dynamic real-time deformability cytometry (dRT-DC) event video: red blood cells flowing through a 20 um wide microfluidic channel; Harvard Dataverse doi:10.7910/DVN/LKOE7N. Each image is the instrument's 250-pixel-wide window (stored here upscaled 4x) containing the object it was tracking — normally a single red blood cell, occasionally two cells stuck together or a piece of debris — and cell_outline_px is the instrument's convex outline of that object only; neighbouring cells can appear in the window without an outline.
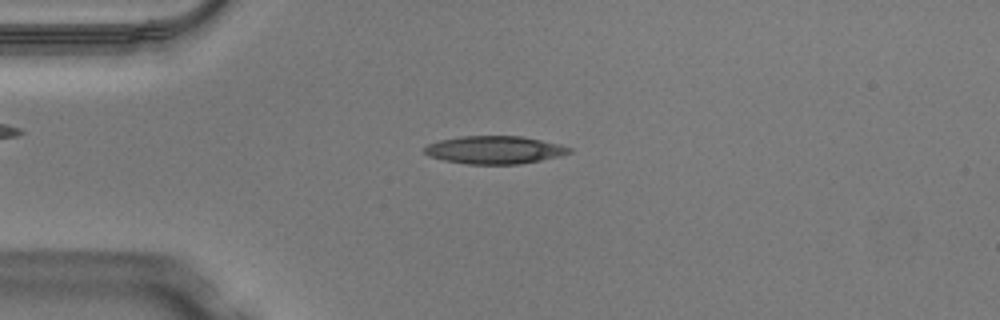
{"species": "Egyptian fruit bat (a non-hibernating species)", "species_latin": "Rousettus aegyptiacus", "temperature_condition": "warm", "stored_images_in_passage": 40, "camera_frame_rate_fps": 3000, "um_per_image_px": 0.085, "animal": {"sex": "male"}, "frame": {"image": 1, "passage_image": 3, "time_ms": 0.667, "image_size_px": [1000, 320], "cell_outline_px": [[572, 152], [560, 156], [520, 164], [468, 164], [444, 160], [428, 156], [424, 152], [424, 148], [428, 144], [440, 140], [460, 136], [520, 136], [560, 144], [572, 148]], "centroid_in_image_um": [42.04, 12.74], "position_along_channel_um": 43.0, "area_um2": 23.47}}
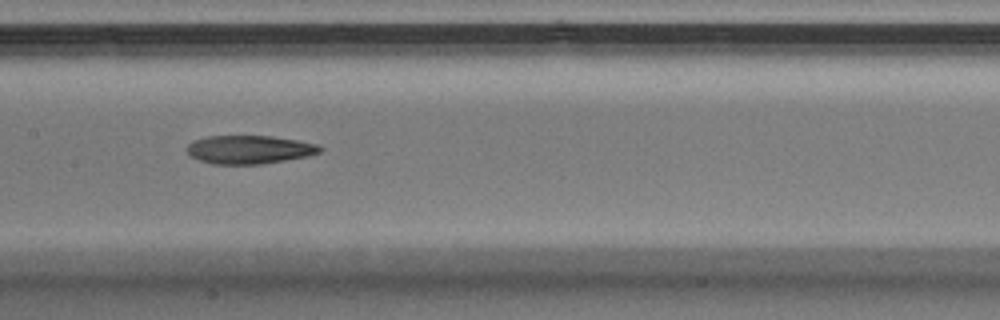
{"frame": {"image": 2, "passage_image": 15, "time_ms": 4.667, "image_size_px": [1000, 320], "cell_outline_px": [[324, 148], [320, 152], [308, 156], [260, 164], [212, 164], [200, 160], [192, 156], [188, 152], [188, 144], [196, 140], [208, 136], [272, 136], [296, 140], [316, 144]], "centroid_in_image_um": [21.22, 12.71], "position_along_channel_um": 186.2, "area_um2": 21.73}}
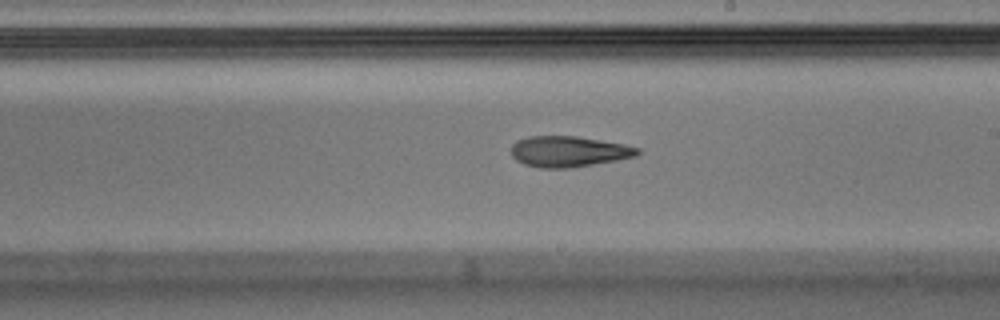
{"frame": {"image": 3, "passage_image": 19, "time_ms": 6.0, "image_size_px": [1000, 320], "cell_outline_px": [[640, 152], [636, 156], [616, 160], [568, 168], [540, 168], [524, 164], [516, 160], [512, 156], [512, 144], [516, 140], [528, 136], [576, 136], [624, 144], [640, 148]], "centroid_in_image_um": [48.31, 12.87], "position_along_channel_um": 240.7, "area_um2": 22.6}, "authors_computed_cell_mechanics": {"area_um2": 23.409, "velocity_mm_per_s": 4.0979, "shape_relaxation_time_tau1_ms": null, "shape_relaxation_time_tau2_ms": 8.6735, "deformation_change_tau1": null, "deformation_change_tau2": 0.2405}}